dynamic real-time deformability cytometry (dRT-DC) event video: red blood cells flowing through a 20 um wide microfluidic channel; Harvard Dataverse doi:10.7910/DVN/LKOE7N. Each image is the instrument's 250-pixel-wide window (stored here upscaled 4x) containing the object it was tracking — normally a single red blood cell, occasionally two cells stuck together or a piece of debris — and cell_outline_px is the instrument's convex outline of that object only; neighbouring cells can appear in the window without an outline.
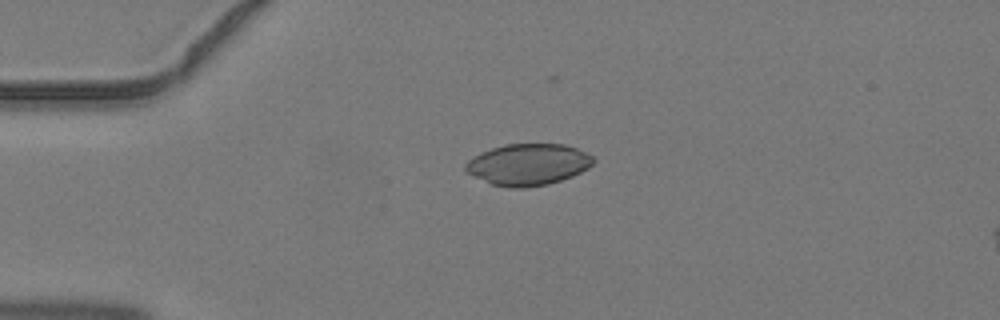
{"species": "common noctule bat (a hibernating species)", "species_latin": "Nyctalus noctula", "temperature_condition": "warm", "stored_images_in_passage": 3, "camera_frame_rate_fps": 3000, "um_per_image_px": 0.085, "animal": {"sex": "male", "body_mass_g": 19.2, "forearm_length_mm": 51.8}, "frame": {"image": 1, "passage_image": 1, "time_ms": 0.0, "image_size_px": [1000, 320], "cell_outline_px": [[596, 160], [588, 168], [572, 176], [548, 184], [524, 188], [508, 188], [492, 184], [472, 176], [464, 172], [464, 164], [468, 160], [492, 148], [504, 144], [564, 144], [576, 148], [592, 156]], "centroid_in_image_um": [44.87, 13.99], "position_along_channel_um": 40.1, "area_um2": 30.87}}